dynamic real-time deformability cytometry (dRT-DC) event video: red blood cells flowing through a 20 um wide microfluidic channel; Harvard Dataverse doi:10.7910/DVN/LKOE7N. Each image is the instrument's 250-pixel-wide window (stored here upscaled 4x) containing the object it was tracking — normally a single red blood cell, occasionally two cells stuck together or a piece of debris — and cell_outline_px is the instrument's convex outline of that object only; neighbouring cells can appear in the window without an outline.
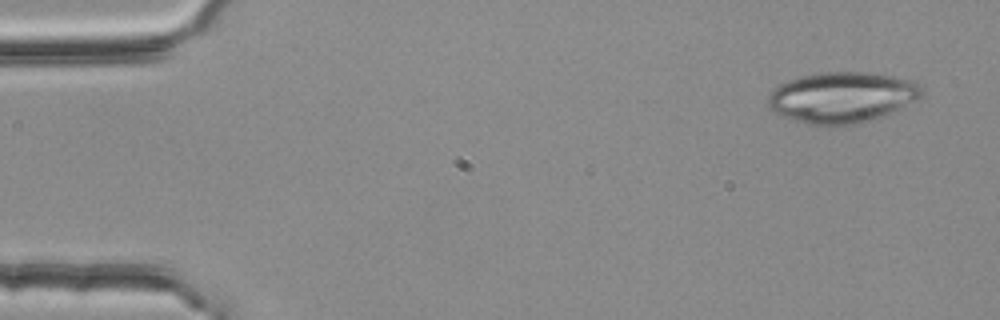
{"species": "common noctule bat (a hibernating species)", "species_latin": "Nyctalus noctula", "temperature_condition": "room temperature", "stored_images_in_passage": 4, "camera_frame_rate_fps": 3000, "um_per_image_px": 0.085, "animal": {"sex": "female", "body_mass_g": 25.1}, "frame": {"image": 1, "passage_image": 1, "time_ms": 0.0, "image_size_px": [1000, 320], "cell_outline_px": [[924, 96], [916, 100], [860, 124], [808, 124], [784, 116], [768, 108], [768, 92], [780, 84], [788, 80], [804, 76], [824, 72], [872, 72], [896, 76], [912, 80], [920, 84], [924, 88]], "centroid_in_image_um": [71.59, 8.24], "position_along_channel_um": 13.4, "area_um2": 45.2}}